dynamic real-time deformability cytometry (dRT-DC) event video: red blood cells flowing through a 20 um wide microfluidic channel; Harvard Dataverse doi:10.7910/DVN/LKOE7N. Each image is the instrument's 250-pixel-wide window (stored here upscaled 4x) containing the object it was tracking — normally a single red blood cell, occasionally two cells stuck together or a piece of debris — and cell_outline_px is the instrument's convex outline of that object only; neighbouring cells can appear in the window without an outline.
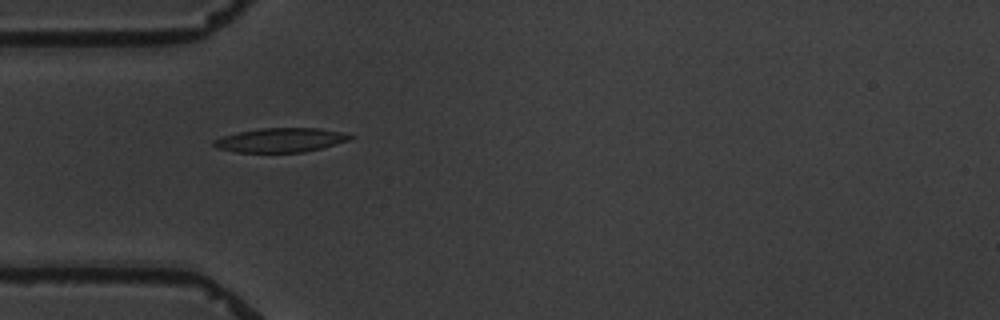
{"species": "common noctule bat (a hibernating species)", "species_latin": "Nyctalus noctula", "temperature_condition": "warm", "stored_images_in_passage": 4, "camera_frame_rate_fps": 3000, "um_per_image_px": 0.085, "animal": {"sex": "male", "body_mass_g": 19.5, "forearm_length_mm": 54.6}, "frame": {"image": 1, "passage_image": 4, "time_ms": 5.0, "image_size_px": [1000, 320], "cell_outline_px": [[356, 136], [348, 140], [320, 148], [304, 152], [236, 152], [216, 148], [212, 144], [212, 140], [224, 136], [240, 132], [260, 128], [320, 128], [340, 132]], "centroid_in_image_um": [23.82, 11.9], "position_along_channel_um": 61.2, "area_um2": 19.02}}